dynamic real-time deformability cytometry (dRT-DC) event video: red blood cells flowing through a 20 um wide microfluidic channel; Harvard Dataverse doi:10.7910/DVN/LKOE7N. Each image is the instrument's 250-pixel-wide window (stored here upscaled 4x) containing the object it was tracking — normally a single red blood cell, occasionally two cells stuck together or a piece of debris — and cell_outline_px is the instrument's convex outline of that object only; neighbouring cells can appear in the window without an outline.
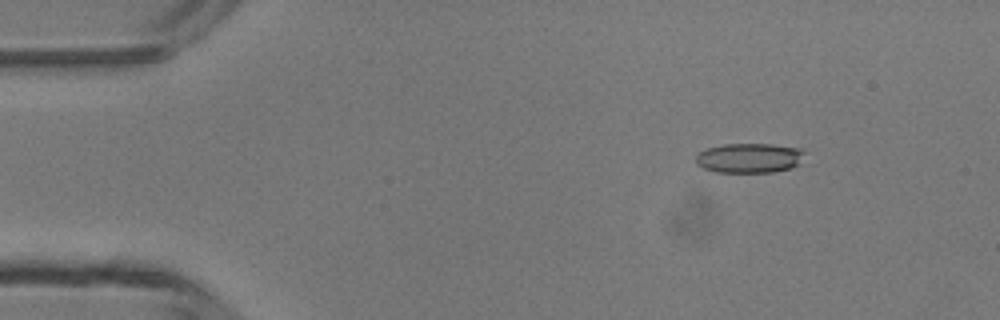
{"species": "common noctule bat (a hibernating species)", "species_latin": "Nyctalus noctula", "temperature_condition": "room temperature", "stored_images_in_passage": 4, "camera_frame_rate_fps": 3000, "um_per_image_px": 0.085, "animal": {"sex": "male", "body_mass_g": 13.3}, "frame": {"image": 1, "passage_image": 2, "time_ms": 1.0, "image_size_px": [1000, 320], "cell_outline_px": [[804, 152], [800, 164], [792, 168], [772, 172], [716, 172], [704, 168], [696, 164], [696, 156], [700, 152], [708, 148], [724, 144], [772, 144], [800, 148]], "centroid_in_image_um": [63.71, 13.43], "position_along_channel_um": 21.3, "area_um2": 18.84}}